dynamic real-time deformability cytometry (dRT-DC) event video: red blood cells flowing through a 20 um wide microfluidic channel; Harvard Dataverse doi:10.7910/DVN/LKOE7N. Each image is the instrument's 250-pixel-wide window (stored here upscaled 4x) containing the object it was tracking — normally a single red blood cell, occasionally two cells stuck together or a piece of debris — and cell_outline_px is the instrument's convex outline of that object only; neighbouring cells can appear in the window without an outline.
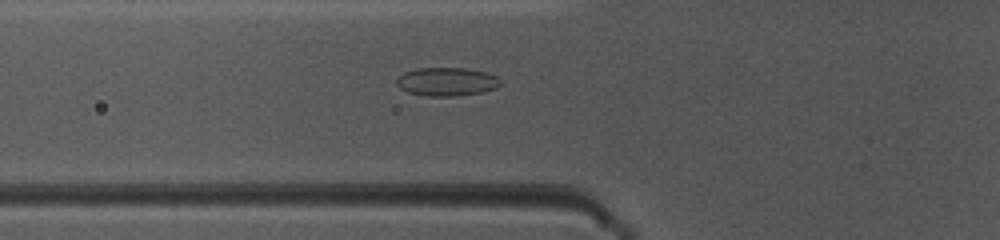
{"species": "common noctule bat (a hibernating species)", "species_latin": "Nyctalus noctula", "temperature_condition": "warm", "stored_images_in_passage": 34, "camera_frame_rate_fps": 3000, "um_per_image_px": 0.085, "animal": {"sex": "female", "body_mass_g": 10.0, "forearm_length_mm": 53.1}, "frame": {"image": 1, "passage_image": 9, "time_ms": 2.667, "image_size_px": [1000, 240], "cell_outline_px": [[500, 84], [496, 88], [480, 92], [456, 96], [428, 96], [408, 92], [400, 88], [396, 84], [396, 80], [404, 72], [416, 68], [464, 68], [484, 72], [496, 76], [500, 80]], "centroid_in_image_um": [37.94, 6.94], "position_along_channel_um": 87.9, "area_um2": 17.05}}
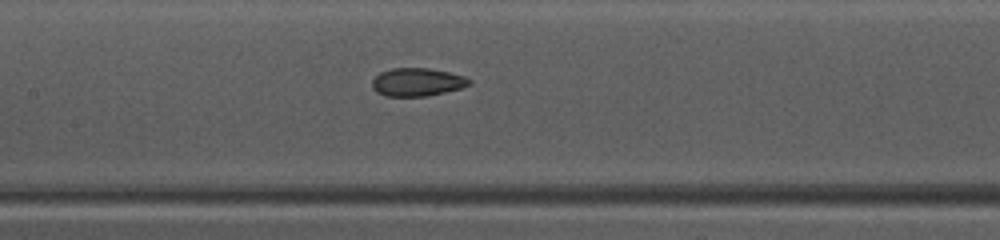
{"frame": {"image": 2, "passage_image": 15, "time_ms": 4.667, "image_size_px": [1000, 240], "cell_outline_px": [[472, 84], [464, 88], [428, 96], [384, 96], [376, 92], [372, 88], [372, 80], [380, 72], [392, 68], [428, 68], [448, 72], [464, 76], [472, 80]], "centroid_in_image_um": [35.49, 6.98], "position_along_channel_um": 171.9, "area_um2": 16.13}}
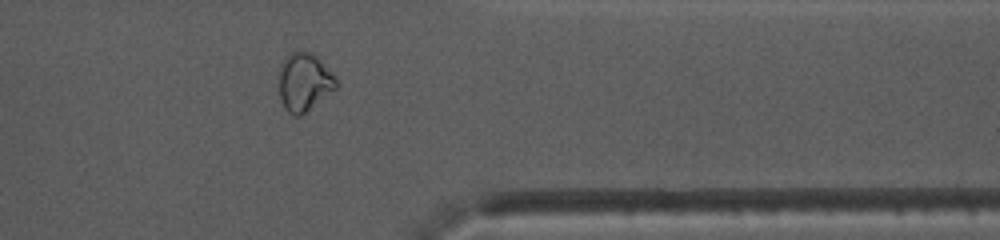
{"frame": {"image": 3, "passage_image": 31, "time_ms": 10.0, "image_size_px": [1000, 240], "cell_outline_px": [[336, 88], [300, 116], [292, 116], [284, 108], [280, 100], [280, 64], [288, 52], [312, 52], [320, 60], [336, 80]], "centroid_in_image_um": [25.81, 6.98], "position_along_channel_um": 385.6, "area_um2": 19.02}, "authors_computed_cell_mechanics": {"area_um2": 16.8487, "velocity_mm_per_s": 4.1476, "shape_relaxation_time_tau1_ms": null, "shape_relaxation_time_tau2_ms": 1.3563, "deformation_change_tau1": null, "deformation_change_tau2": 0.0591}}